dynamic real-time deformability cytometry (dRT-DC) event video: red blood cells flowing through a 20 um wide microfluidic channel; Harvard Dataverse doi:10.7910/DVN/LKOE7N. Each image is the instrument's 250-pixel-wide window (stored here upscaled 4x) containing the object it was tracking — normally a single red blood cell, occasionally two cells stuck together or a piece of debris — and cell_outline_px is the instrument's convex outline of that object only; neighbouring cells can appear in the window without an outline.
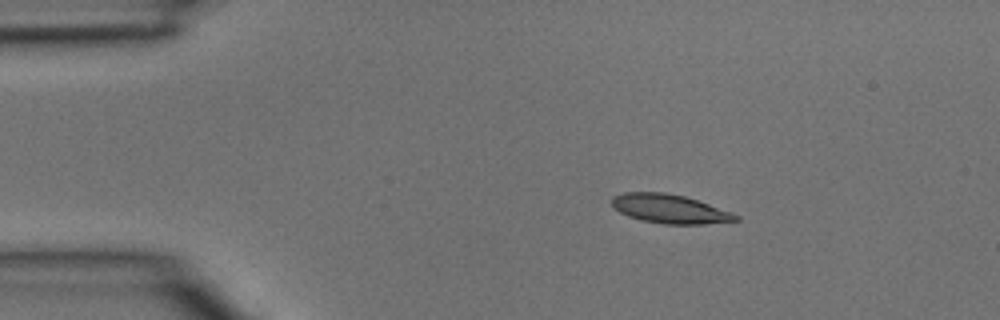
{"species": "common noctule bat (a hibernating species)", "species_latin": "Nyctalus noctula", "temperature_condition": "room temperature", "stored_images_in_passage": 3, "camera_frame_rate_fps": 3000, "um_per_image_px": 0.085, "animal": {"sex": "male", "body_mass_g": 15.6}, "frame": {"image": 1, "passage_image": 1, "time_ms": 0.0, "image_size_px": [1000, 320], "cell_outline_px": [[740, 220], [704, 224], [664, 224], [644, 220], [628, 216], [620, 212], [612, 204], [612, 196], [624, 192], [664, 192], [684, 196], [732, 212], [740, 216]], "centroid_in_image_um": [56.94, 17.75], "position_along_channel_um": 28.1, "area_um2": 20.69}}
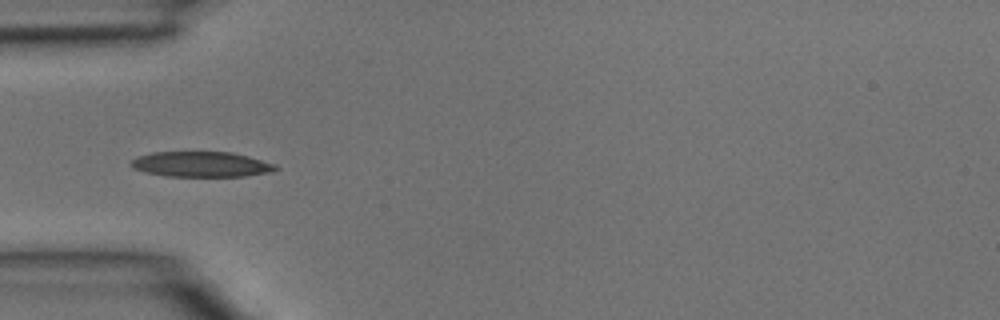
{"frame": {"image": 2, "passage_image": 3, "time_ms": 0.667, "image_size_px": [1000, 320], "cell_outline_px": [[280, 168], [272, 172], [244, 176], [168, 176], [144, 172], [132, 168], [132, 160], [136, 156], [152, 152], [232, 152], [248, 156], [276, 164]], "centroid_in_image_um": [17.12, 13.96], "position_along_channel_um": 67.9, "area_um2": 21.39}}